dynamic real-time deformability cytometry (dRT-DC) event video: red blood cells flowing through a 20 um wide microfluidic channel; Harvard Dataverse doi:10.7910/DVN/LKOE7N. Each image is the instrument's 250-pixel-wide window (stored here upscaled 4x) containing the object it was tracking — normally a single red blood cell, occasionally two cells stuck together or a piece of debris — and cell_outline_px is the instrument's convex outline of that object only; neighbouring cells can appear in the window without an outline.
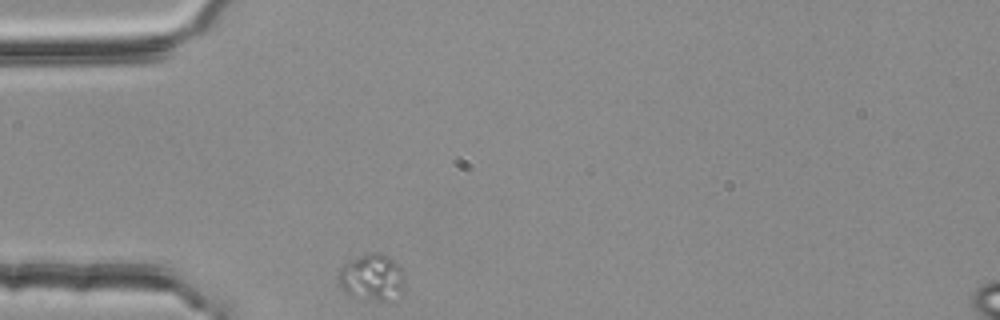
{"species": "common noctule bat (a hibernating species)", "species_latin": "Nyctalus noctula", "temperature_condition": "room temperature", "stored_images_in_passage": 1, "camera_frame_rate_fps": 3000, "um_per_image_px": 0.085, "animal": {"sex": "female", "body_mass_g": 25.1}, "frame": {"image": 1, "passage_image": 1, "time_ms": 0.0, "image_size_px": [1000, 320], "cell_outline_px": [[404, 280], [400, 296], [388, 300], [380, 300], [344, 292], [340, 288], [336, 276], [340, 268], [348, 260], [368, 252], [380, 252], [388, 256], [400, 264], [404, 272]], "centroid_in_image_um": [31.62, 23.51], "position_along_channel_um": 53.4, "area_um2": 18.09}}